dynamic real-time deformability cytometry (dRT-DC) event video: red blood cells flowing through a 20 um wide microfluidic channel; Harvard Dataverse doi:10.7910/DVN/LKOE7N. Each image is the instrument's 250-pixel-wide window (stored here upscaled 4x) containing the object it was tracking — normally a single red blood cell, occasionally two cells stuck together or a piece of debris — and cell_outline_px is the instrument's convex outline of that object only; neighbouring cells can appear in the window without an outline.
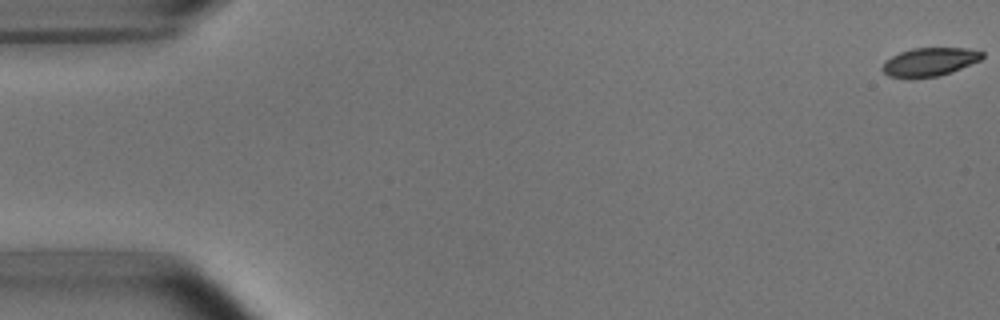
{"species": "common noctule bat (a hibernating species)", "species_latin": "Nyctalus noctula", "temperature_condition": "room temperature", "stored_images_in_passage": 5, "camera_frame_rate_fps": 3000, "um_per_image_px": 0.085, "animal": {"sex": "male", "body_mass_g": 15.6}, "frame": {"image": 1, "passage_image": 1, "time_ms": 0.0, "image_size_px": [1000, 320], "cell_outline_px": [[984, 56], [980, 60], [952, 72], [940, 76], [888, 76], [880, 68], [884, 60], [900, 52], [912, 48], [968, 48], [984, 52]], "centroid_in_image_um": [79.03, 5.23], "position_along_channel_um": 6.0, "area_um2": 16.3}}
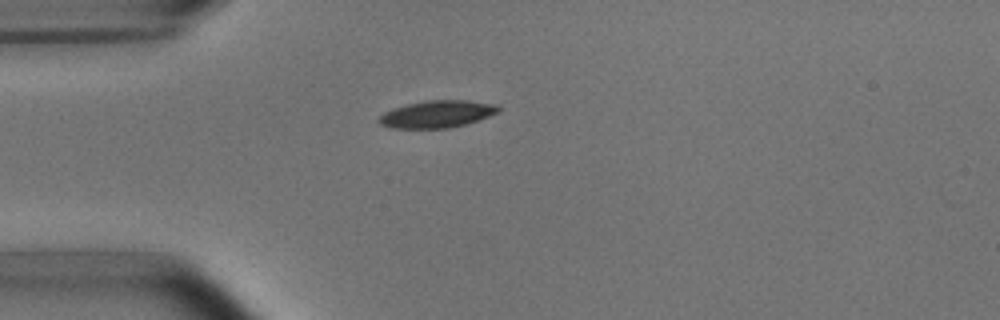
{"frame": {"image": 2, "passage_image": 5, "time_ms": 4.667, "image_size_px": [1000, 320], "cell_outline_px": [[500, 112], [464, 124], [448, 128], [392, 128], [380, 124], [376, 120], [384, 112], [392, 108], [408, 104], [428, 100], [468, 100], [496, 104], [500, 108]], "centroid_in_image_um": [37.13, 9.69], "position_along_channel_um": 47.9, "area_um2": 18.84}}